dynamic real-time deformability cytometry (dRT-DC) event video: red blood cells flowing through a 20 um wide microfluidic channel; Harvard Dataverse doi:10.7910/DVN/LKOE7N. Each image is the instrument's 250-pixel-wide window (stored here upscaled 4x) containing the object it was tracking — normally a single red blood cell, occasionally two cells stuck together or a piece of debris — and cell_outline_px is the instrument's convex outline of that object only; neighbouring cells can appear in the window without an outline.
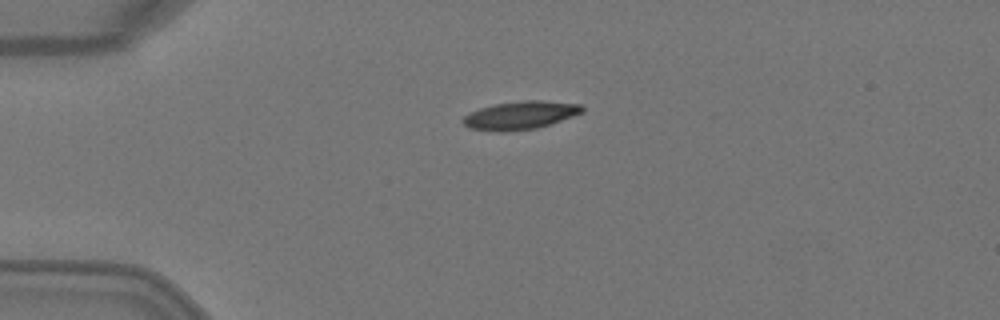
{"species": "Egyptian fruit bat (a non-hibernating species)", "species_latin": "Rousettus aegyptiacus", "temperature_condition": "warm", "stored_images_in_passage": 3, "camera_frame_rate_fps": 3000, "um_per_image_px": 0.085, "animal": {"sex": "female"}, "frame": {"image": 1, "passage_image": 1, "time_ms": 0.0, "image_size_px": [1000, 320], "cell_outline_px": [[584, 112], [552, 124], [536, 128], [508, 132], [500, 132], [468, 128], [460, 120], [468, 112], [480, 108], [496, 104], [524, 100], [540, 100], [580, 104], [584, 108]], "centroid_in_image_um": [44.21, 9.81], "position_along_channel_um": 40.8, "area_um2": 19.77}}